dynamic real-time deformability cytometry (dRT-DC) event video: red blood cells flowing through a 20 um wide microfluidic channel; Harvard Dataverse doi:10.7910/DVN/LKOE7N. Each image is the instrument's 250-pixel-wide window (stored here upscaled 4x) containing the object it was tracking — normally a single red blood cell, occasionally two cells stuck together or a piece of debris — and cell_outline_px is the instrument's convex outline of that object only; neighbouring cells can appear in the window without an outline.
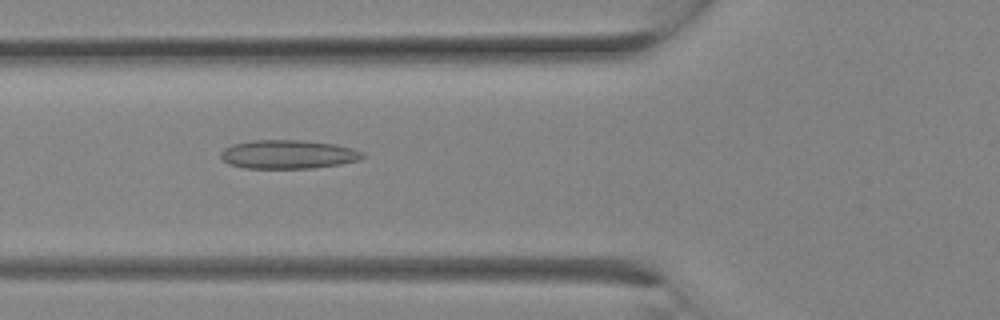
{"species": "Egyptian fruit bat (a non-hibernating species)", "species_latin": "Rousettus aegyptiacus", "temperature_condition": "room temperature", "stored_images_in_passage": 10, "camera_frame_rate_fps": 3000, "um_per_image_px": 0.085, "animal": {"sex": "female"}, "frame": {"image": 1, "passage_image": 7, "time_ms": 2.0, "image_size_px": [1000, 320], "cell_outline_px": [[368, 156], [360, 160], [340, 164], [316, 168], [244, 168], [228, 164], [220, 156], [220, 152], [224, 148], [232, 144], [252, 140], [304, 140], [336, 144], [352, 148], [364, 152]], "centroid_in_image_um": [24.53, 13.12], "position_along_channel_um": 101.3, "area_um2": 24.1}}
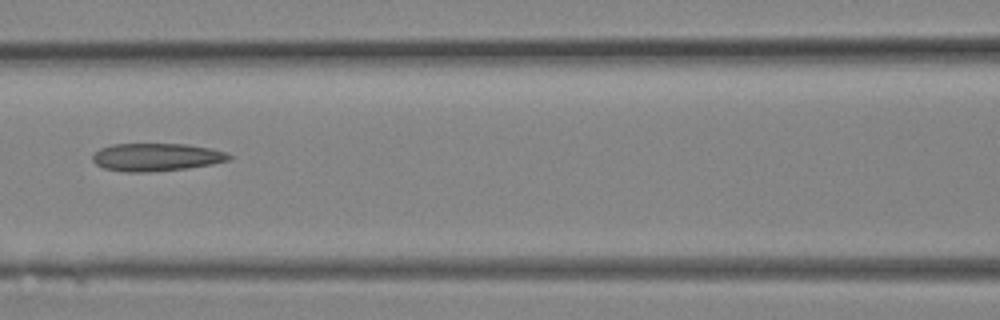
{"frame": {"image": 2, "passage_image": 9, "time_ms": 2.667, "image_size_px": [1000, 320], "cell_outline_px": [[232, 156], [228, 160], [212, 164], [188, 168], [148, 172], [124, 172], [104, 168], [96, 164], [92, 160], [92, 156], [100, 148], [112, 144], [188, 144], [228, 152]], "centroid_in_image_um": [13.28, 13.36], "position_along_channel_um": 153.3, "area_um2": 22.14}}